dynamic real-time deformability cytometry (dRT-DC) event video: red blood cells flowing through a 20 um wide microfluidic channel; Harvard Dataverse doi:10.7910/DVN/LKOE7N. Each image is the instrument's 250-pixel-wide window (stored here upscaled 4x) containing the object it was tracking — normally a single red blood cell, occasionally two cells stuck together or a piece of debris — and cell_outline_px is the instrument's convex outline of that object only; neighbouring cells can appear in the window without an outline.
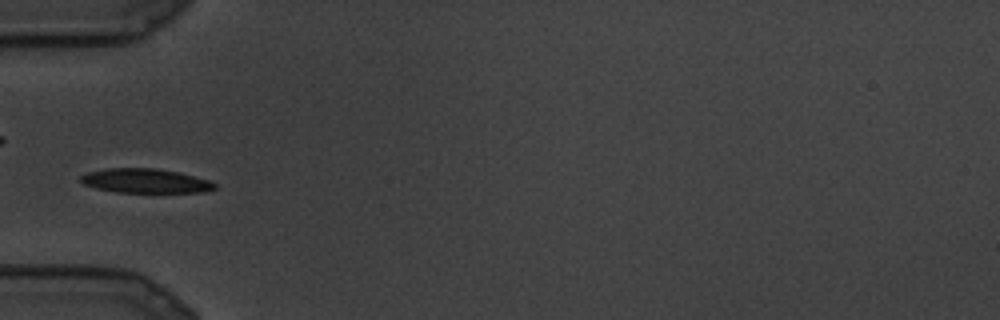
{"species": "common noctule bat (a hibernating species)", "species_latin": "Nyctalus noctula", "temperature_condition": "cold", "stored_images_in_passage": 2, "camera_frame_rate_fps": 3000, "um_per_image_px": 0.085, "animal": {"sex": "male", "body_mass_g": 19.5, "forearm_length_mm": 54.6}, "frame": {"image": 1, "passage_image": 1, "time_ms": 0.0, "image_size_px": [1000, 320], "cell_outline_px": [[216, 188], [204, 192], [116, 192], [96, 188], [84, 184], [80, 180], [80, 176], [88, 172], [104, 168], [156, 168], [176, 172], [208, 180], [216, 184]], "centroid_in_image_um": [12.32, 15.37], "position_along_channel_um": 72.7, "area_um2": 18.79}}